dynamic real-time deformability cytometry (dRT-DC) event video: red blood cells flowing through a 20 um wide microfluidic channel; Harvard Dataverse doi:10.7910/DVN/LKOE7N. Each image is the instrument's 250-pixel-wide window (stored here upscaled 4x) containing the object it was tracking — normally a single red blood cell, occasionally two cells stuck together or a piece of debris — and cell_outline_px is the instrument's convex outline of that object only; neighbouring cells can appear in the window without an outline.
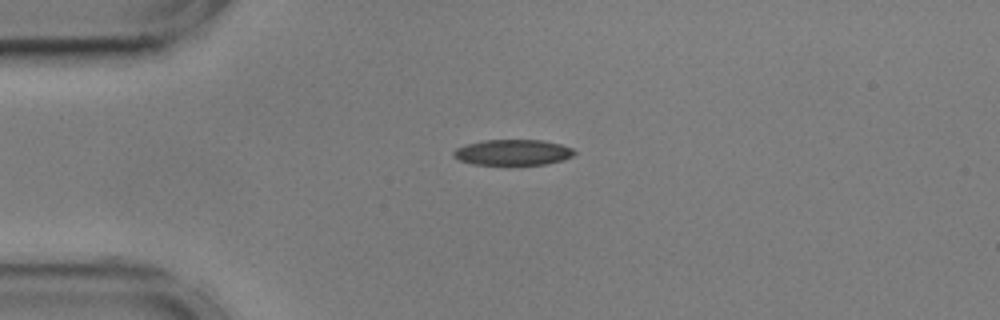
{"species": "common noctule bat (a hibernating species)", "species_latin": "Nyctalus noctula", "temperature_condition": "cold", "stored_images_in_passage": 43, "camera_frame_rate_fps": 3000, "um_per_image_px": 0.085, "animal": {"sex": "male", "body_mass_g": 17.9, "forearm_length_mm": 54.2}, "frame": {"image": 1, "passage_image": 1, "time_ms": 0.0, "image_size_px": [1000, 320], "cell_outline_px": [[576, 152], [572, 156], [560, 160], [544, 164], [472, 164], [460, 160], [452, 156], [452, 152], [456, 148], [468, 144], [484, 140], [544, 140], [560, 144], [572, 148]], "centroid_in_image_um": [43.57, 12.94], "position_along_channel_um": 41.4, "area_um2": 17.86}}
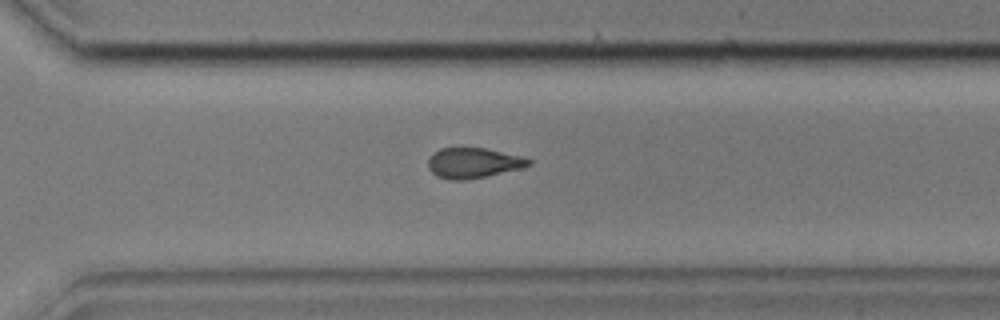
{"frame": {"image": 2, "passage_image": 27, "time_ms": 8.667, "image_size_px": [1000, 320], "cell_outline_px": [[532, 164], [520, 168], [468, 180], [448, 180], [436, 176], [428, 168], [428, 160], [440, 148], [484, 148], [520, 156], [532, 160]], "centroid_in_image_um": [40.21, 13.86], "position_along_channel_um": 330.4, "area_um2": 17.51}}
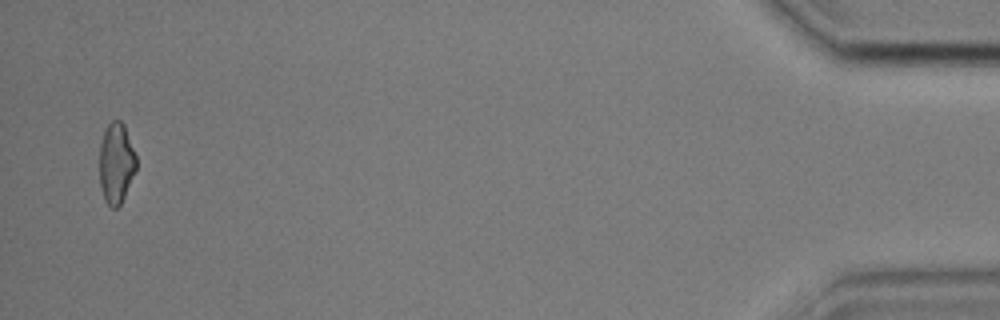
{"frame": {"image": 3, "passage_image": 42, "time_ms": 13.667, "image_size_px": [1000, 320], "cell_outline_px": [[136, 168], [124, 196], [120, 204], [116, 208], [112, 208], [104, 200], [100, 184], [100, 144], [104, 132], [108, 124], [112, 120], [120, 120], [124, 124], [136, 156]], "centroid_in_image_um": [9.87, 13.85], "position_along_channel_um": 425.3, "area_um2": 17.05}, "authors_computed_cell_mechanics": {"area_um2": 18.3226, "velocity_mm_per_s": 3.5964, "shape_relaxation_time_tau1_ms": 4.6631, "shape_relaxation_time_tau2_ms": 5.5927, "deformation_change_tau1": 0.1205, "deformation_change_tau2": 0.1285}}